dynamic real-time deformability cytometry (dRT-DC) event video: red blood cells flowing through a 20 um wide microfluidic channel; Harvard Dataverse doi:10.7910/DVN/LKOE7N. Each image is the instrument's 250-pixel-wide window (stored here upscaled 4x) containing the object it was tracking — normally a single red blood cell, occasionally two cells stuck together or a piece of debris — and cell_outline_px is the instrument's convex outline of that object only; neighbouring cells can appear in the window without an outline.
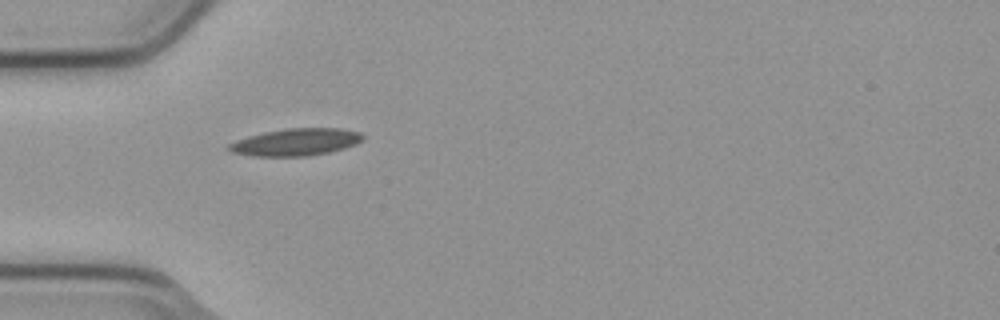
{"species": "common noctule bat (a hibernating species)", "species_latin": "Nyctalus noctula", "temperature_condition": "cold", "stored_images_in_passage": 3, "camera_frame_rate_fps": 3000, "um_per_image_px": 0.085, "animal": {"sex": "male", "body_mass_g": 23.1, "forearm_length_mm": 52.7}, "frame": {"image": 1, "passage_image": 1, "time_ms": 0.0, "image_size_px": [1000, 320], "cell_outline_px": [[364, 140], [356, 144], [344, 148], [328, 152], [308, 156], [256, 156], [232, 152], [224, 148], [228, 144], [236, 140], [248, 136], [264, 132], [284, 128], [340, 128], [360, 132], [364, 136]], "centroid_in_image_um": [25.14, 12.07], "position_along_channel_um": 59.9, "area_um2": 21.33}}
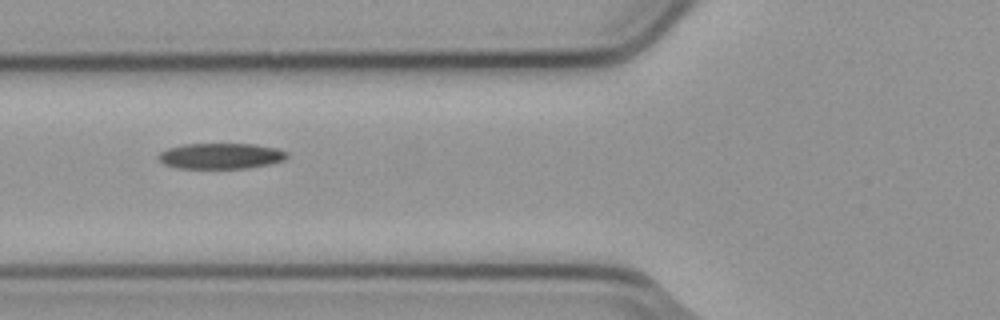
{"frame": {"image": 2, "passage_image": 2, "time_ms": 0.333, "image_size_px": [1000, 320], "cell_outline_px": [[288, 156], [284, 160], [272, 164], [248, 168], [176, 168], [164, 164], [156, 156], [160, 152], [168, 148], [184, 144], [256, 144], [276, 148], [288, 152]], "centroid_in_image_um": [18.78, 13.26], "position_along_channel_um": 107.0, "area_um2": 19.42}}
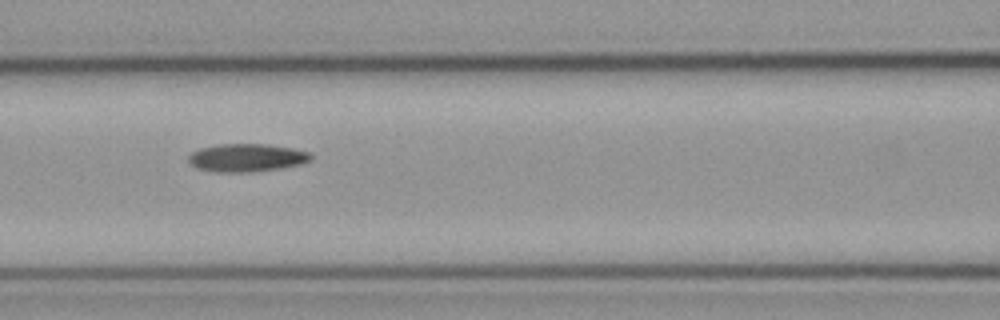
{"frame": {"image": 3, "passage_image": 3, "time_ms": 0.667, "image_size_px": [1000, 320], "cell_outline_px": [[312, 160], [300, 164], [280, 168], [252, 172], [216, 172], [196, 168], [188, 160], [188, 156], [192, 152], [200, 148], [216, 144], [268, 144], [292, 148], [308, 152], [312, 156]], "centroid_in_image_um": [20.95, 13.4], "position_along_channel_um": 145.6, "area_um2": 20.0}}